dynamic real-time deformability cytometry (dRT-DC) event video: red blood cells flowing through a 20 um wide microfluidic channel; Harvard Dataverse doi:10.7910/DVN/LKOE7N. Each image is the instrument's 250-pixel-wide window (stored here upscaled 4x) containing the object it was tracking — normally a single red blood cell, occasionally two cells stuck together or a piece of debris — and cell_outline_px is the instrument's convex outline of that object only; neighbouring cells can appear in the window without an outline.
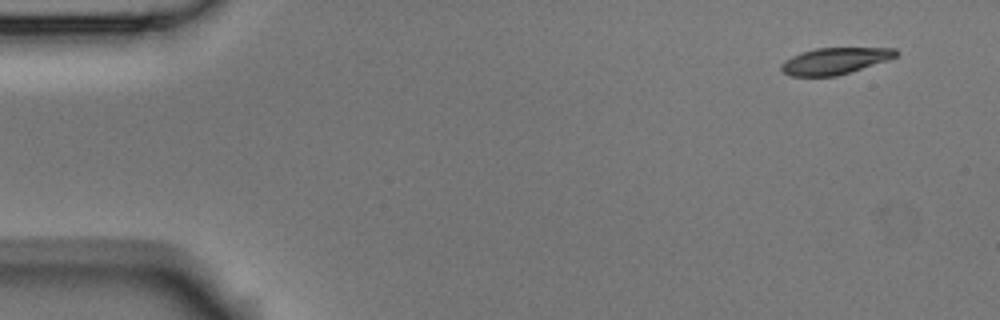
{"species": "Egyptian fruit bat (a non-hibernating species)", "species_latin": "Rousettus aegyptiacus", "temperature_condition": "room temperature", "stored_images_in_passage": 5, "camera_frame_rate_fps": 3000, "um_per_image_px": 0.085, "animal": {"sex": "male"}, "frame": {"image": 1, "passage_image": 1, "time_ms": 0.0, "image_size_px": [1000, 320], "cell_outline_px": [[900, 52], [896, 56], [888, 60], [836, 76], [792, 76], [784, 72], [780, 68], [780, 64], [784, 60], [792, 56], [816, 48], [896, 48]], "centroid_in_image_um": [70.97, 5.17], "position_along_channel_um": 14.0, "area_um2": 17.57}}
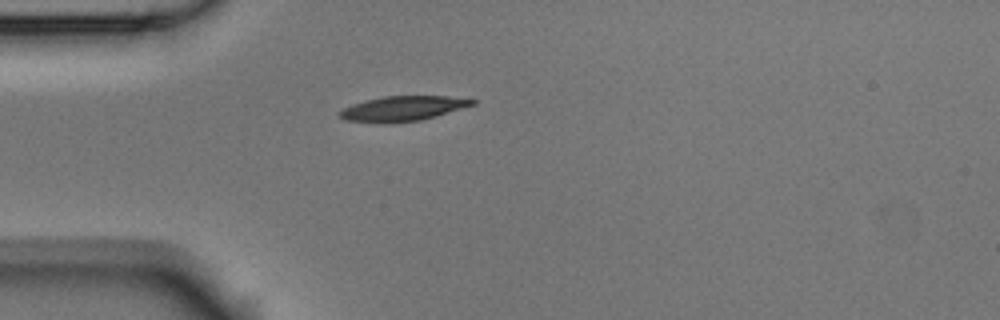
{"frame": {"image": 2, "passage_image": 4, "time_ms": 1.0, "image_size_px": [1000, 320], "cell_outline_px": [[476, 104], [420, 120], [344, 120], [336, 112], [344, 108], [364, 100], [384, 96], [448, 96], [476, 100]], "centroid_in_image_um": [34.28, 9.16], "position_along_channel_um": 50.7, "area_um2": 18.15}}